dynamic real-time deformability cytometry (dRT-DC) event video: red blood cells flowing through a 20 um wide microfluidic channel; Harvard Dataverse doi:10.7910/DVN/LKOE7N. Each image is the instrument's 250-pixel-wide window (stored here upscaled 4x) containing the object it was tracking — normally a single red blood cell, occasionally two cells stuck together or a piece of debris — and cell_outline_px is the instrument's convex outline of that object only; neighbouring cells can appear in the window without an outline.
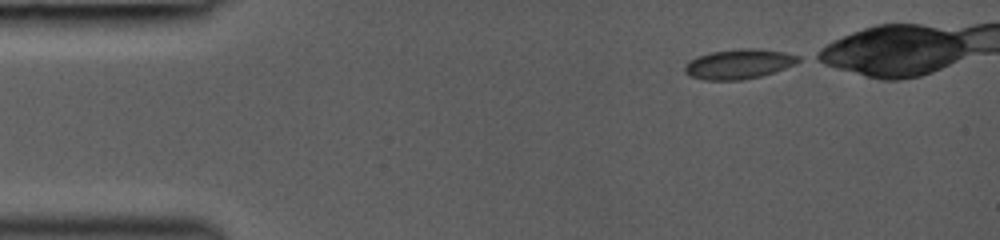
{"species": "common noctule bat (a hibernating species)", "species_latin": "Nyctalus noctula", "temperature_condition": "room temperature", "stored_images_in_passage": 32, "camera_frame_rate_fps": 3000, "um_per_image_px": 0.085, "animal": {"sex": "female", "body_mass_g": 19.0, "forearm_length_mm": 53.3}, "frame": {"image": 1, "passage_image": 1, "time_ms": 0.0, "image_size_px": [1000, 240], "cell_outline_px": [[800, 60], [784, 68], [760, 76], [740, 80], [704, 80], [688, 76], [684, 72], [684, 64], [688, 60], [696, 56], [708, 52], [740, 48], [760, 48], [784, 52], [800, 56]], "centroid_in_image_um": [62.71, 5.43], "position_along_channel_um": 22.3, "area_um2": 19.88}}
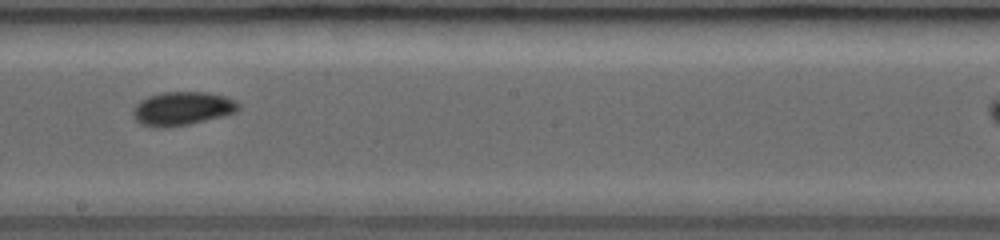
{"frame": {"image": 2, "passage_image": 19, "time_ms": 6.667, "image_size_px": [1000, 240], "cell_outline_px": [[240, 108], [236, 112], [188, 124], [164, 128], [160, 128], [140, 124], [132, 116], [132, 108], [140, 100], [148, 96], [164, 92], [204, 92], [224, 96], [236, 100], [240, 104]], "centroid_in_image_um": [15.45, 9.22], "position_along_channel_um": 232.7, "area_um2": 20.63}}
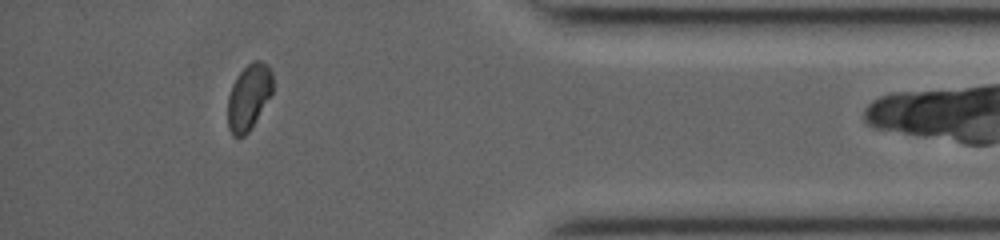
{"frame": {"image": 3, "passage_image": 31, "time_ms": 11.333, "image_size_px": [1000, 240], "cell_outline_px": [[272, 92], [248, 132], [244, 136], [232, 136], [228, 128], [228, 96], [232, 84], [236, 76], [252, 60], [260, 60], [268, 64], [272, 72]], "centroid_in_image_um": [21.13, 8.21], "position_along_channel_um": 414.1, "area_um2": 17.11}}